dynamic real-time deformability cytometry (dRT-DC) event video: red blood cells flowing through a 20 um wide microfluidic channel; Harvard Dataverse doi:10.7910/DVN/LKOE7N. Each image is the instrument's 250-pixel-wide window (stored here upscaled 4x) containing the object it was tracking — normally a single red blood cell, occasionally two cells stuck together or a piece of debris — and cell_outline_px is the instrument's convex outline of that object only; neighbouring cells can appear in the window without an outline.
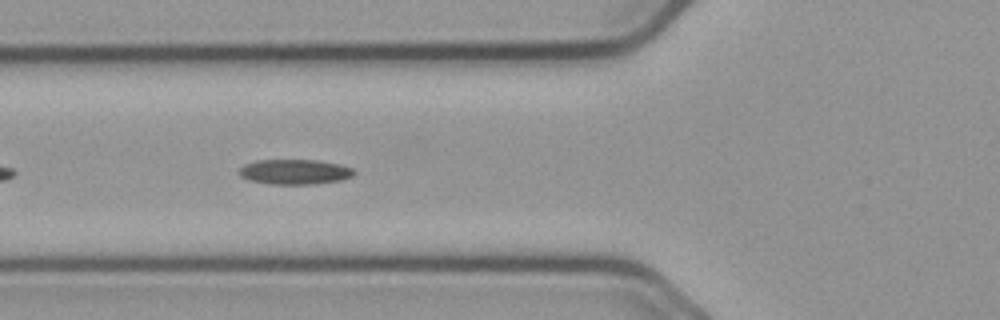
{"species": "common noctule bat (a hibernating species)", "species_latin": "Nyctalus noctula", "temperature_condition": "cold", "stored_images_in_passage": 42, "camera_frame_rate_fps": 3000, "um_per_image_px": 0.085, "animal": {"sex": "male", "body_mass_g": 23.1, "forearm_length_mm": 52.7}, "frame": {"image": 1, "passage_image": 6, "time_ms": 1.667, "image_size_px": [1000, 320], "cell_outline_px": [[356, 172], [352, 176], [340, 180], [312, 184], [268, 184], [248, 180], [240, 176], [240, 168], [244, 164], [256, 160], [316, 160], [340, 164], [352, 168]], "centroid_in_image_um": [25.03, 14.6], "position_along_channel_um": 100.8, "area_um2": 16.76}}
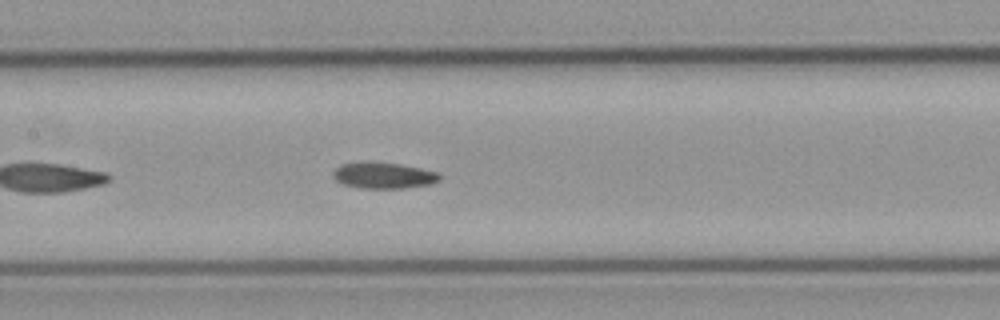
{"frame": {"image": 2, "passage_image": 12, "time_ms": 3.667, "image_size_px": [1000, 320], "cell_outline_px": [[440, 180], [432, 184], [404, 188], [360, 188], [344, 184], [336, 180], [332, 176], [332, 172], [340, 164], [360, 160], [372, 160], [400, 164], [440, 172]], "centroid_in_image_um": [32.58, 14.88], "position_along_channel_um": 174.8, "area_um2": 16.76}}
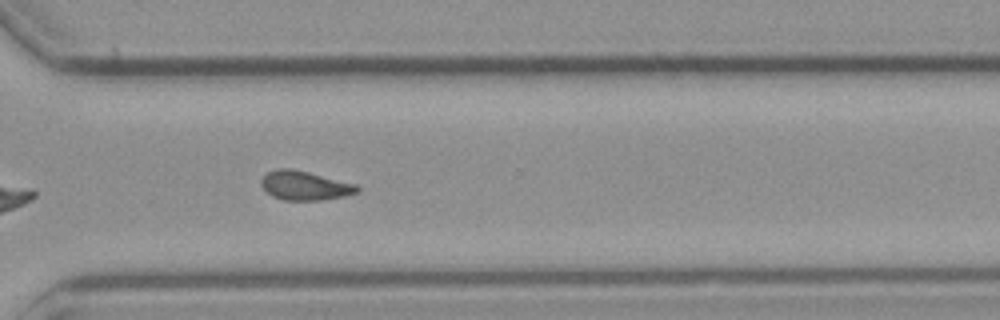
{"frame": {"image": 3, "passage_image": 26, "time_ms": 8.333, "image_size_px": [1000, 320], "cell_outline_px": [[360, 192], [344, 196], [320, 200], [284, 200], [272, 196], [260, 184], [260, 180], [268, 172], [276, 168], [292, 168], [356, 184], [360, 188]], "centroid_in_image_um": [25.91, 15.77], "position_along_channel_um": 344.7, "area_um2": 16.24}, "authors_computed_cell_mechanics": {"area_um2": 16.0395, "velocity_mm_per_s": 3.6549, "shape_relaxation_time_tau1_ms": 6.3599, "shape_relaxation_time_tau2_ms": 6.9875, "deformation_change_tau1": 0.1383, "deformation_change_tau2": 0.123}}